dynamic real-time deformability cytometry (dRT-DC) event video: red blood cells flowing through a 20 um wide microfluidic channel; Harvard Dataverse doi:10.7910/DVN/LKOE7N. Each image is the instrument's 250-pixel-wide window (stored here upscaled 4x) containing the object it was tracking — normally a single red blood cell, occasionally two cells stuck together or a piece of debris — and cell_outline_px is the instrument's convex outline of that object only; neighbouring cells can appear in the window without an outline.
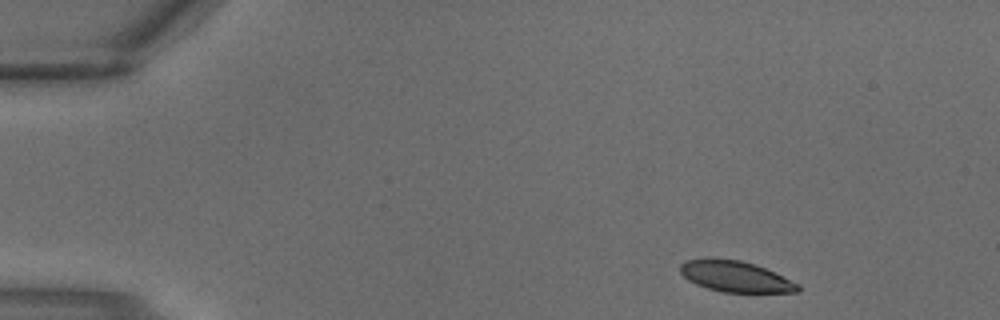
{"species": "common noctule bat (a hibernating species)", "species_latin": "Nyctalus noctula", "temperature_condition": "warm", "stored_images_in_passage": 2, "camera_frame_rate_fps": 3000, "um_per_image_px": 0.085, "animal": {"sex": "male", "body_mass_g": 18.8}, "frame": {"image": 1, "passage_image": 1, "time_ms": 0.0, "image_size_px": [1000, 320], "cell_outline_px": [[800, 288], [796, 292], [724, 292], [708, 288], [696, 284], [688, 280], [680, 272], [680, 264], [684, 260], [708, 256], [740, 260], [764, 268], [800, 284]], "centroid_in_image_um": [62.44, 23.47], "position_along_channel_um": 22.6, "area_um2": 21.33}}
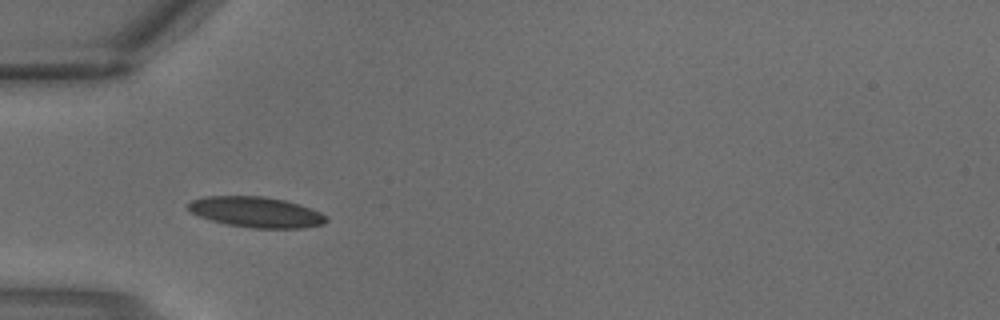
{"frame": {"image": 2, "passage_image": 2, "time_ms": 0.333, "image_size_px": [1000, 320], "cell_outline_px": [[328, 220], [324, 224], [304, 228], [252, 228], [228, 224], [212, 220], [200, 216], [192, 212], [188, 208], [188, 204], [192, 200], [204, 196], [264, 196], [284, 200], [300, 204], [312, 208], [328, 216]], "centroid_in_image_um": [21.83, 18.02], "position_along_channel_um": 63.2, "area_um2": 24.62}}